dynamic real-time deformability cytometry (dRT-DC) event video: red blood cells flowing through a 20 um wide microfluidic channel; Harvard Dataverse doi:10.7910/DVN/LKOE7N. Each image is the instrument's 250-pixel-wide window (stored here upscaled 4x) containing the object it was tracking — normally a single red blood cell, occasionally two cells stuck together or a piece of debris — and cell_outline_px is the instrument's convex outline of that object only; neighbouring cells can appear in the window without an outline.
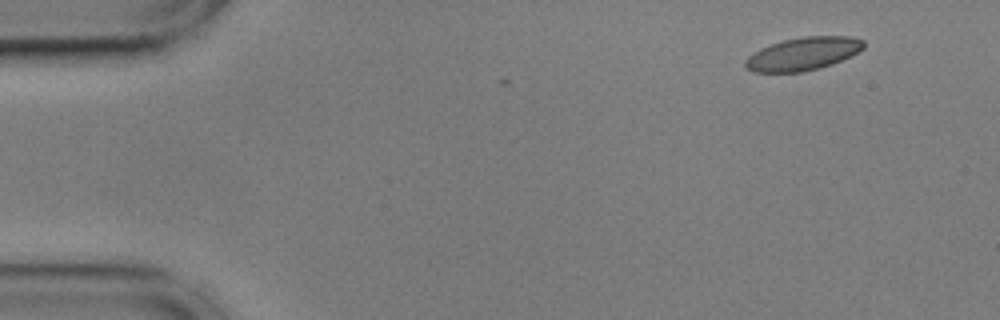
{"species": "common noctule bat (a hibernating species)", "species_latin": "Nyctalus noctula", "temperature_condition": "cold", "stored_images_in_passage": 2, "camera_frame_rate_fps": 3000, "um_per_image_px": 0.085, "animal": {"sex": "male", "body_mass_g": 17.9, "forearm_length_mm": 54.2}, "frame": {"image": 1, "passage_image": 2, "time_ms": 0.333, "image_size_px": [1000, 320], "cell_outline_px": [[864, 48], [832, 64], [820, 68], [800, 72], [752, 72], [744, 68], [744, 60], [748, 56], [760, 48], [784, 40], [804, 36], [852, 36], [864, 40]], "centroid_in_image_um": [68.22, 4.57], "position_along_channel_um": 16.8, "area_um2": 22.72}}